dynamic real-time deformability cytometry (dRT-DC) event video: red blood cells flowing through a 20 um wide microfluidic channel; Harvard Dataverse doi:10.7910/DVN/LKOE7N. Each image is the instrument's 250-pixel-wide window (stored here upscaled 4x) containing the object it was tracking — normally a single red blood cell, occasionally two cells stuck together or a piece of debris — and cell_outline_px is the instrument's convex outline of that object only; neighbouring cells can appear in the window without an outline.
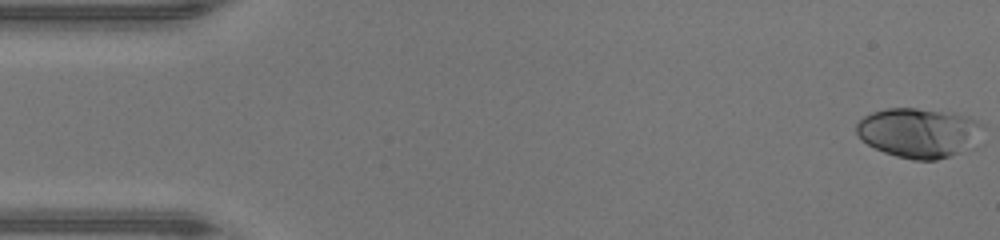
{"species": "human", "species_latin": "Homo sapiens", "temperature_condition": "warm", "stored_images_in_passage": 47, "camera_frame_rate_fps": 3000, "um_per_image_px": 0.085, "donor": {"sex": "male"}, "frame": {"image": 1, "passage_image": 1, "time_ms": 0.0, "image_size_px": [1000, 240], "cell_outline_px": [[984, 124], [976, 148], [936, 160], [912, 160], [896, 156], [884, 152], [860, 140], [856, 132], [856, 124], [864, 116], [872, 112], [884, 108], [916, 108], [956, 112], [968, 116]], "centroid_in_image_um": [78.15, 11.28], "position_along_channel_um": 6.8, "area_um2": 37.4}}
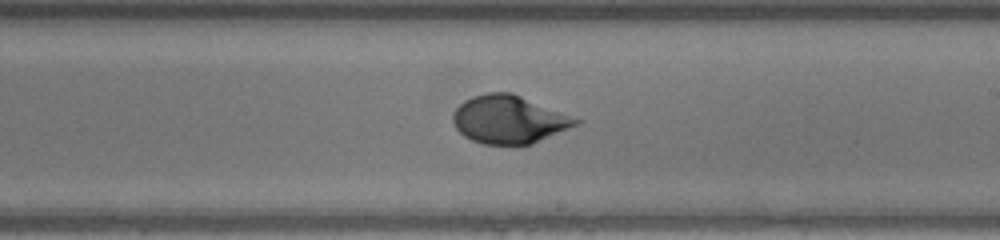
{"frame": {"image": 2, "passage_image": 27, "time_ms": 8.667, "image_size_px": [1000, 240], "cell_outline_px": [[584, 120], [580, 124], [532, 144], [484, 144], [472, 140], [464, 136], [456, 128], [452, 120], [452, 116], [456, 108], [464, 100], [472, 96], [488, 92], [512, 92]], "centroid_in_image_um": [43.29, 10.14], "position_along_channel_um": 245.7, "area_um2": 34.56}}
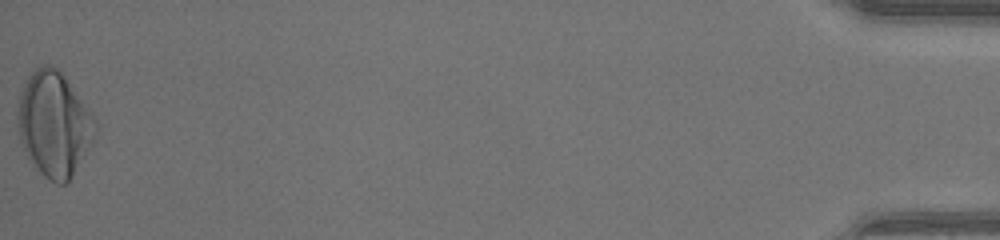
{"frame": {"image": 3, "passage_image": 47, "time_ms": 15.333, "image_size_px": [1000, 240], "cell_outline_px": [[96, 132], [92, 144], [68, 180], [64, 184], [56, 184], [48, 180], [40, 172], [28, 156], [20, 140], [16, 120], [16, 112], [20, 92], [28, 76], [36, 68], [44, 64], [52, 64], [64, 76], [88, 108], [96, 120]], "centroid_in_image_um": [4.57, 10.53], "position_along_channel_um": 430.6, "area_um2": 47.11}, "authors_computed_cell_mechanics": {"area_um2": 34.2176, "velocity_mm_per_s": 4.4136, "shape_relaxation_time_tau1_ms": 3.9295, "shape_relaxation_time_tau2_ms": null, "deformation_change_tau1": 0.1888, "deformation_change_tau2": null}}